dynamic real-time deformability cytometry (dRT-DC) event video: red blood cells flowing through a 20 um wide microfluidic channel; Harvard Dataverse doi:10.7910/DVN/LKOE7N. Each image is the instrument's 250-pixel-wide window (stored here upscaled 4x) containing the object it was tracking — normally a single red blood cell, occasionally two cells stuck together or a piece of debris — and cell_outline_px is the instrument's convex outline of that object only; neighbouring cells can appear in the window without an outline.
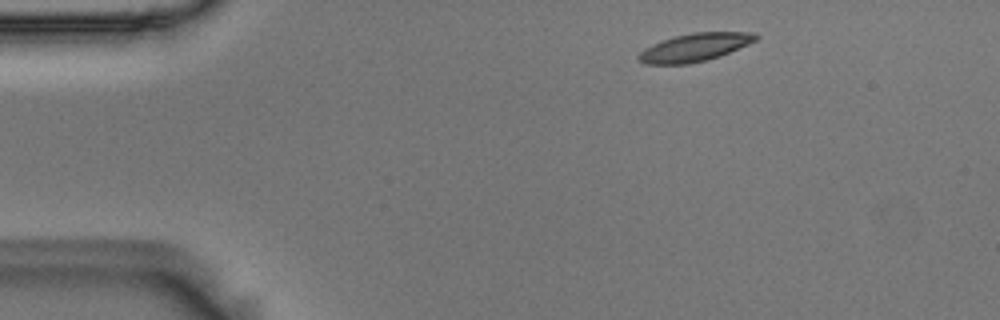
{"species": "Egyptian fruit bat (a non-hibernating species)", "species_latin": "Rousettus aegyptiacus", "temperature_condition": "room temperature", "stored_images_in_passage": 4, "segment_of_instrument_passage": [1, 2], "camera_frame_rate_fps": 3000, "um_per_image_px": 0.085, "animal": {"sex": "male"}, "frame": {"image": 1, "passage_image": 1, "time_ms": 0.0, "image_size_px": [1000, 320], "cell_outline_px": [[760, 36], [756, 40], [748, 44], [720, 56], [688, 64], [644, 64], [636, 56], [644, 48], [660, 40], [692, 32], [756, 32]], "centroid_in_image_um": [59.04, 4.01], "position_along_channel_um": 26.0, "area_um2": 19.13}}